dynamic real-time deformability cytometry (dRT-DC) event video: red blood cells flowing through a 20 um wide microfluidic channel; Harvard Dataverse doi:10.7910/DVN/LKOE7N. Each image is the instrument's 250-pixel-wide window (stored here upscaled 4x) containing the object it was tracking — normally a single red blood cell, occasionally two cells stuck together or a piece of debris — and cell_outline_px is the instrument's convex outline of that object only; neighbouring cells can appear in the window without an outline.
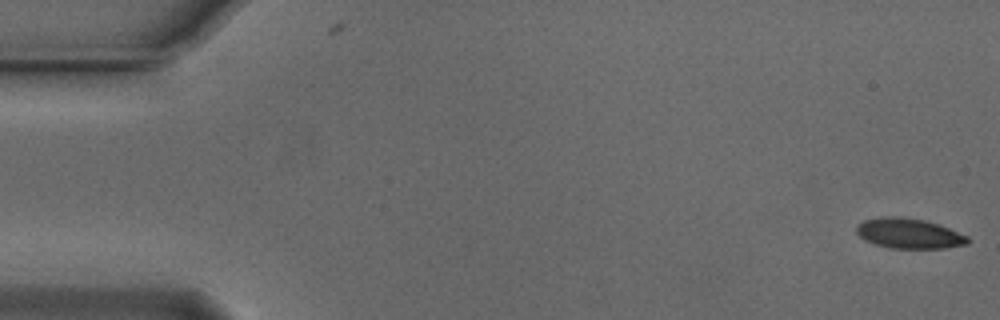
{"species": "Egyptian fruit bat (a non-hibernating species)", "species_latin": "Rousettus aegyptiacus", "temperature_condition": "cold", "stored_images_in_passage": 55, "camera_frame_rate_fps": 3000, "um_per_image_px": 0.085, "animal": {"sex": "male"}, "frame": {"image": 1, "passage_image": 1, "time_ms": 0.0, "image_size_px": [1000, 320], "cell_outline_px": [[968, 244], [944, 248], [888, 248], [864, 240], [856, 232], [856, 224], [864, 220], [884, 216], [900, 216], [924, 220], [940, 224], [968, 236]], "centroid_in_image_um": [77.25, 19.83], "position_along_channel_um": 7.8, "area_um2": 19.65}}
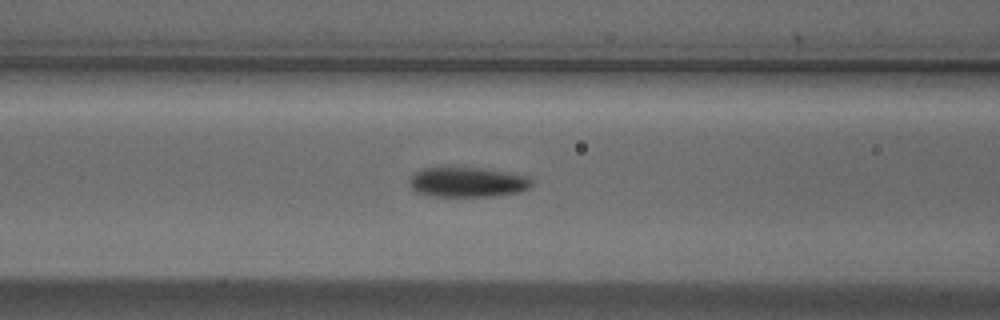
{"frame": {"image": 2, "passage_image": 22, "time_ms": 7.0, "image_size_px": [1000, 320], "cell_outline_px": [[532, 188], [520, 192], [496, 196], [428, 196], [416, 192], [412, 188], [408, 180], [420, 168], [484, 168], [528, 176], [532, 180]], "centroid_in_image_um": [39.76, 15.49], "position_along_channel_um": 126.8, "area_um2": 21.44}}
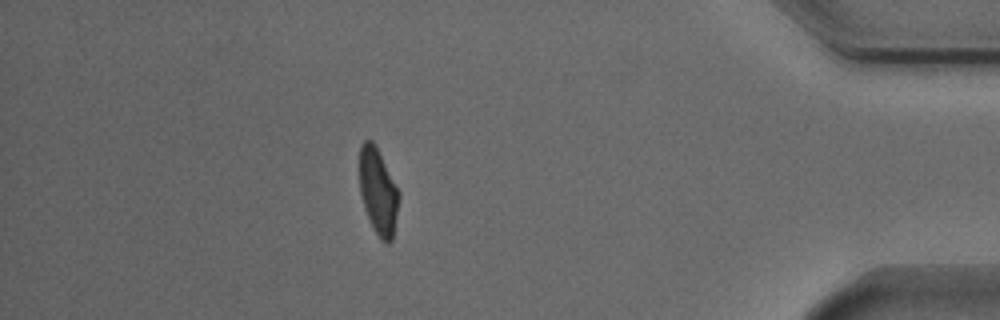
{"frame": {"image": 3, "passage_image": 48, "time_ms": 15.667, "image_size_px": [1000, 320], "cell_outline_px": [[400, 196], [392, 240], [388, 244], [380, 240], [364, 208], [360, 192], [360, 144], [364, 140], [372, 140], [400, 192]], "centroid_in_image_um": [32.15, 16.29], "position_along_channel_um": 403.1, "area_um2": 19.48}, "authors_computed_cell_mechanics": {"area_um2": 20.5768, "velocity_mm_per_s": 3.7299, "shape_relaxation_time_tau1_ms": 3.3499, "shape_relaxation_time_tau2_ms": 1.9644, "deformation_change_tau1": 0.1356, "deformation_change_tau2": 0.0538}}